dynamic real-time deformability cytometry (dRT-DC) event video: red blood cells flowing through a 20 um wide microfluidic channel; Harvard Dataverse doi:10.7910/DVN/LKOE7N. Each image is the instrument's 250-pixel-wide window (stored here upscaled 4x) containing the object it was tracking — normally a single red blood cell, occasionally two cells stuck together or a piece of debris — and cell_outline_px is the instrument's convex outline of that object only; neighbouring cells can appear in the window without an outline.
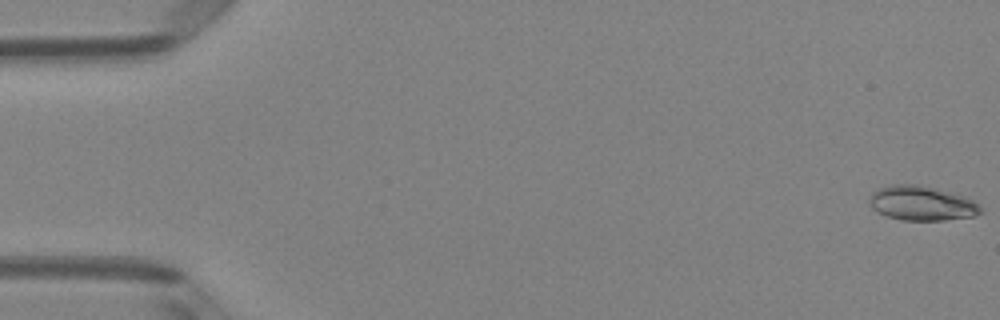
{"species": "Egyptian fruit bat (a non-hibernating species)", "species_latin": "Rousettus aegyptiacus", "temperature_condition": "room temperature", "stored_images_in_passage": 4, "camera_frame_rate_fps": 3000, "um_per_image_px": 0.085, "animal": {"sex": "female"}, "frame": {"image": 1, "passage_image": 1, "time_ms": 0.0, "image_size_px": [1000, 320], "cell_outline_px": [[980, 212], [976, 216], [944, 220], [904, 220], [888, 216], [876, 212], [868, 204], [868, 200], [872, 192], [880, 188], [892, 184], [916, 184], [964, 196], [972, 200], [980, 208]], "centroid_in_image_um": [78.28, 17.28], "position_along_channel_um": 6.7, "area_um2": 22.14}}
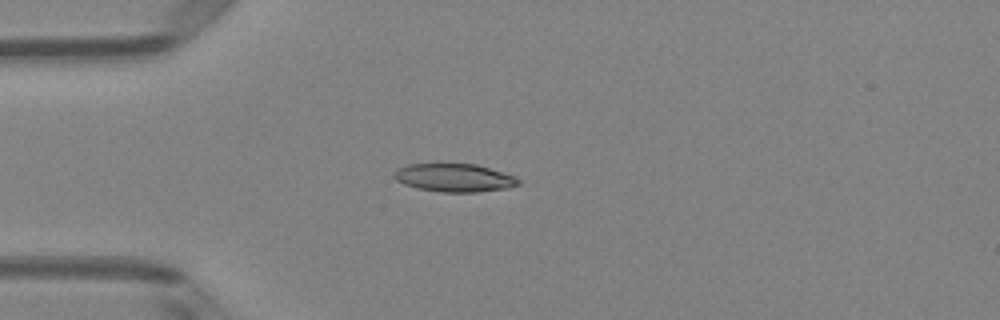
{"frame": {"image": 2, "passage_image": 4, "time_ms": 1.0, "image_size_px": [1000, 320], "cell_outline_px": [[520, 184], [508, 188], [476, 192], [440, 192], [416, 188], [404, 184], [396, 180], [392, 176], [392, 172], [396, 168], [408, 164], [476, 164], [516, 176], [520, 180]], "centroid_in_image_um": [38.59, 15.11], "position_along_channel_um": 46.4, "area_um2": 20.58}}